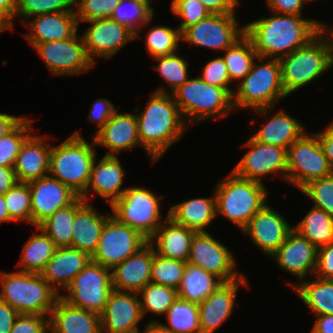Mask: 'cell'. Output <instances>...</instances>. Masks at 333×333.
Masks as SVG:
<instances>
[{
    "label": "cell",
    "mask_w": 333,
    "mask_h": 333,
    "mask_svg": "<svg viewBox=\"0 0 333 333\" xmlns=\"http://www.w3.org/2000/svg\"><path fill=\"white\" fill-rule=\"evenodd\" d=\"M318 31V19L274 12L272 16L245 24V34L251 39L257 55L279 60L307 45Z\"/></svg>",
    "instance_id": "1"
},
{
    "label": "cell",
    "mask_w": 333,
    "mask_h": 333,
    "mask_svg": "<svg viewBox=\"0 0 333 333\" xmlns=\"http://www.w3.org/2000/svg\"><path fill=\"white\" fill-rule=\"evenodd\" d=\"M97 158L96 156L93 162L87 188L80 197L86 202H90L89 191L91 190L111 206L126 190V188H121L126 171L117 156L104 155L96 164Z\"/></svg>",
    "instance_id": "24"
},
{
    "label": "cell",
    "mask_w": 333,
    "mask_h": 333,
    "mask_svg": "<svg viewBox=\"0 0 333 333\" xmlns=\"http://www.w3.org/2000/svg\"><path fill=\"white\" fill-rule=\"evenodd\" d=\"M13 221L10 216L8 209L5 204L4 195H0V224L3 222H11Z\"/></svg>",
    "instance_id": "66"
},
{
    "label": "cell",
    "mask_w": 333,
    "mask_h": 333,
    "mask_svg": "<svg viewBox=\"0 0 333 333\" xmlns=\"http://www.w3.org/2000/svg\"><path fill=\"white\" fill-rule=\"evenodd\" d=\"M33 120L25 117L5 136L0 138V167H13L20 148L31 134Z\"/></svg>",
    "instance_id": "45"
},
{
    "label": "cell",
    "mask_w": 333,
    "mask_h": 333,
    "mask_svg": "<svg viewBox=\"0 0 333 333\" xmlns=\"http://www.w3.org/2000/svg\"><path fill=\"white\" fill-rule=\"evenodd\" d=\"M171 10L174 15L183 20L177 26L181 33L211 14L199 0H172Z\"/></svg>",
    "instance_id": "51"
},
{
    "label": "cell",
    "mask_w": 333,
    "mask_h": 333,
    "mask_svg": "<svg viewBox=\"0 0 333 333\" xmlns=\"http://www.w3.org/2000/svg\"><path fill=\"white\" fill-rule=\"evenodd\" d=\"M224 52L225 55H222V58L226 64L231 83L236 81L238 84L250 72L254 60H257V52L246 34Z\"/></svg>",
    "instance_id": "41"
},
{
    "label": "cell",
    "mask_w": 333,
    "mask_h": 333,
    "mask_svg": "<svg viewBox=\"0 0 333 333\" xmlns=\"http://www.w3.org/2000/svg\"><path fill=\"white\" fill-rule=\"evenodd\" d=\"M172 95L187 125L217 120L235 112L233 96L224 88L206 83L200 76L189 78Z\"/></svg>",
    "instance_id": "7"
},
{
    "label": "cell",
    "mask_w": 333,
    "mask_h": 333,
    "mask_svg": "<svg viewBox=\"0 0 333 333\" xmlns=\"http://www.w3.org/2000/svg\"><path fill=\"white\" fill-rule=\"evenodd\" d=\"M314 277L301 281L293 291L315 316L333 314V280Z\"/></svg>",
    "instance_id": "36"
},
{
    "label": "cell",
    "mask_w": 333,
    "mask_h": 333,
    "mask_svg": "<svg viewBox=\"0 0 333 333\" xmlns=\"http://www.w3.org/2000/svg\"><path fill=\"white\" fill-rule=\"evenodd\" d=\"M143 317L147 313L165 315L177 299V290L157 283H148L139 293Z\"/></svg>",
    "instance_id": "43"
},
{
    "label": "cell",
    "mask_w": 333,
    "mask_h": 333,
    "mask_svg": "<svg viewBox=\"0 0 333 333\" xmlns=\"http://www.w3.org/2000/svg\"><path fill=\"white\" fill-rule=\"evenodd\" d=\"M49 329L50 333H102L100 314L59 297L49 315Z\"/></svg>",
    "instance_id": "29"
},
{
    "label": "cell",
    "mask_w": 333,
    "mask_h": 333,
    "mask_svg": "<svg viewBox=\"0 0 333 333\" xmlns=\"http://www.w3.org/2000/svg\"><path fill=\"white\" fill-rule=\"evenodd\" d=\"M85 23L91 25L81 35L86 53L95 65L96 57L106 60L113 58L125 45L135 40V35L131 31L111 18Z\"/></svg>",
    "instance_id": "17"
},
{
    "label": "cell",
    "mask_w": 333,
    "mask_h": 333,
    "mask_svg": "<svg viewBox=\"0 0 333 333\" xmlns=\"http://www.w3.org/2000/svg\"><path fill=\"white\" fill-rule=\"evenodd\" d=\"M212 192L209 198L198 197L172 205L168 216L196 233L208 232L207 227L216 218V198L214 190Z\"/></svg>",
    "instance_id": "32"
},
{
    "label": "cell",
    "mask_w": 333,
    "mask_h": 333,
    "mask_svg": "<svg viewBox=\"0 0 333 333\" xmlns=\"http://www.w3.org/2000/svg\"><path fill=\"white\" fill-rule=\"evenodd\" d=\"M248 147L232 172L243 179L263 183L262 177L282 173L287 178V150L285 148L256 141L252 136L243 144Z\"/></svg>",
    "instance_id": "16"
},
{
    "label": "cell",
    "mask_w": 333,
    "mask_h": 333,
    "mask_svg": "<svg viewBox=\"0 0 333 333\" xmlns=\"http://www.w3.org/2000/svg\"><path fill=\"white\" fill-rule=\"evenodd\" d=\"M35 228L38 233H33L25 242L17 265L18 271L41 274L57 247L41 228Z\"/></svg>",
    "instance_id": "35"
},
{
    "label": "cell",
    "mask_w": 333,
    "mask_h": 333,
    "mask_svg": "<svg viewBox=\"0 0 333 333\" xmlns=\"http://www.w3.org/2000/svg\"><path fill=\"white\" fill-rule=\"evenodd\" d=\"M112 287V271L91 261L65 289L60 297L72 306L101 314Z\"/></svg>",
    "instance_id": "11"
},
{
    "label": "cell",
    "mask_w": 333,
    "mask_h": 333,
    "mask_svg": "<svg viewBox=\"0 0 333 333\" xmlns=\"http://www.w3.org/2000/svg\"><path fill=\"white\" fill-rule=\"evenodd\" d=\"M145 187H128L123 195L112 205L111 215L119 222L138 230L149 239L159 228L162 219L160 200L165 196H157Z\"/></svg>",
    "instance_id": "9"
},
{
    "label": "cell",
    "mask_w": 333,
    "mask_h": 333,
    "mask_svg": "<svg viewBox=\"0 0 333 333\" xmlns=\"http://www.w3.org/2000/svg\"><path fill=\"white\" fill-rule=\"evenodd\" d=\"M235 260L233 252L209 232L195 233L192 238L187 262L215 275L223 283L235 281L244 275L236 270Z\"/></svg>",
    "instance_id": "15"
},
{
    "label": "cell",
    "mask_w": 333,
    "mask_h": 333,
    "mask_svg": "<svg viewBox=\"0 0 333 333\" xmlns=\"http://www.w3.org/2000/svg\"><path fill=\"white\" fill-rule=\"evenodd\" d=\"M177 53L178 52L154 58L158 63L154 64L152 69L160 74L163 78L162 81L167 83L170 88V90H168L162 86L155 92L172 94L189 79L188 62L183 56Z\"/></svg>",
    "instance_id": "42"
},
{
    "label": "cell",
    "mask_w": 333,
    "mask_h": 333,
    "mask_svg": "<svg viewBox=\"0 0 333 333\" xmlns=\"http://www.w3.org/2000/svg\"><path fill=\"white\" fill-rule=\"evenodd\" d=\"M47 136L29 135L13 166L18 182L29 183L49 175L51 144Z\"/></svg>",
    "instance_id": "26"
},
{
    "label": "cell",
    "mask_w": 333,
    "mask_h": 333,
    "mask_svg": "<svg viewBox=\"0 0 333 333\" xmlns=\"http://www.w3.org/2000/svg\"><path fill=\"white\" fill-rule=\"evenodd\" d=\"M74 0H18L15 17L22 16V23L29 18L56 12L75 11Z\"/></svg>",
    "instance_id": "48"
},
{
    "label": "cell",
    "mask_w": 333,
    "mask_h": 333,
    "mask_svg": "<svg viewBox=\"0 0 333 333\" xmlns=\"http://www.w3.org/2000/svg\"><path fill=\"white\" fill-rule=\"evenodd\" d=\"M142 331H138L137 333H168L158 323H147L145 330Z\"/></svg>",
    "instance_id": "67"
},
{
    "label": "cell",
    "mask_w": 333,
    "mask_h": 333,
    "mask_svg": "<svg viewBox=\"0 0 333 333\" xmlns=\"http://www.w3.org/2000/svg\"><path fill=\"white\" fill-rule=\"evenodd\" d=\"M201 71L202 73L199 76L203 81L210 85L224 88L233 96L235 89L229 88V84L232 83L222 56L214 57L212 60L208 61Z\"/></svg>",
    "instance_id": "52"
},
{
    "label": "cell",
    "mask_w": 333,
    "mask_h": 333,
    "mask_svg": "<svg viewBox=\"0 0 333 333\" xmlns=\"http://www.w3.org/2000/svg\"><path fill=\"white\" fill-rule=\"evenodd\" d=\"M137 112L138 134L141 147L156 162L164 153L179 141L187 130L174 97L169 93L154 92L147 101L144 111Z\"/></svg>",
    "instance_id": "2"
},
{
    "label": "cell",
    "mask_w": 333,
    "mask_h": 333,
    "mask_svg": "<svg viewBox=\"0 0 333 333\" xmlns=\"http://www.w3.org/2000/svg\"><path fill=\"white\" fill-rule=\"evenodd\" d=\"M265 184L246 180L230 172L214 189L216 215H222L242 230L268 202Z\"/></svg>",
    "instance_id": "6"
},
{
    "label": "cell",
    "mask_w": 333,
    "mask_h": 333,
    "mask_svg": "<svg viewBox=\"0 0 333 333\" xmlns=\"http://www.w3.org/2000/svg\"><path fill=\"white\" fill-rule=\"evenodd\" d=\"M311 333H333V314L316 316Z\"/></svg>",
    "instance_id": "61"
},
{
    "label": "cell",
    "mask_w": 333,
    "mask_h": 333,
    "mask_svg": "<svg viewBox=\"0 0 333 333\" xmlns=\"http://www.w3.org/2000/svg\"><path fill=\"white\" fill-rule=\"evenodd\" d=\"M248 278L221 284L202 303L198 304L201 333H215L223 322L231 317L236 303V294L240 286H249ZM236 304V305H235Z\"/></svg>",
    "instance_id": "22"
},
{
    "label": "cell",
    "mask_w": 333,
    "mask_h": 333,
    "mask_svg": "<svg viewBox=\"0 0 333 333\" xmlns=\"http://www.w3.org/2000/svg\"><path fill=\"white\" fill-rule=\"evenodd\" d=\"M110 215L99 213L89 202H85L75 212L71 247L92 256L97 249L105 220Z\"/></svg>",
    "instance_id": "31"
},
{
    "label": "cell",
    "mask_w": 333,
    "mask_h": 333,
    "mask_svg": "<svg viewBox=\"0 0 333 333\" xmlns=\"http://www.w3.org/2000/svg\"><path fill=\"white\" fill-rule=\"evenodd\" d=\"M155 250L147 242L135 254L112 269V287L117 291L139 293L151 282V268Z\"/></svg>",
    "instance_id": "25"
},
{
    "label": "cell",
    "mask_w": 333,
    "mask_h": 333,
    "mask_svg": "<svg viewBox=\"0 0 333 333\" xmlns=\"http://www.w3.org/2000/svg\"><path fill=\"white\" fill-rule=\"evenodd\" d=\"M221 284L223 282L215 275L187 262L177 289L178 298L200 304Z\"/></svg>",
    "instance_id": "34"
},
{
    "label": "cell",
    "mask_w": 333,
    "mask_h": 333,
    "mask_svg": "<svg viewBox=\"0 0 333 333\" xmlns=\"http://www.w3.org/2000/svg\"><path fill=\"white\" fill-rule=\"evenodd\" d=\"M19 313L0 299V333H10Z\"/></svg>",
    "instance_id": "59"
},
{
    "label": "cell",
    "mask_w": 333,
    "mask_h": 333,
    "mask_svg": "<svg viewBox=\"0 0 333 333\" xmlns=\"http://www.w3.org/2000/svg\"><path fill=\"white\" fill-rule=\"evenodd\" d=\"M14 20L0 7V32L14 30Z\"/></svg>",
    "instance_id": "64"
},
{
    "label": "cell",
    "mask_w": 333,
    "mask_h": 333,
    "mask_svg": "<svg viewBox=\"0 0 333 333\" xmlns=\"http://www.w3.org/2000/svg\"><path fill=\"white\" fill-rule=\"evenodd\" d=\"M300 192L311 199L314 207L333 217V173L306 184Z\"/></svg>",
    "instance_id": "50"
},
{
    "label": "cell",
    "mask_w": 333,
    "mask_h": 333,
    "mask_svg": "<svg viewBox=\"0 0 333 333\" xmlns=\"http://www.w3.org/2000/svg\"><path fill=\"white\" fill-rule=\"evenodd\" d=\"M333 169L315 133L306 132L287 149L288 183L301 190L311 181L329 176Z\"/></svg>",
    "instance_id": "10"
},
{
    "label": "cell",
    "mask_w": 333,
    "mask_h": 333,
    "mask_svg": "<svg viewBox=\"0 0 333 333\" xmlns=\"http://www.w3.org/2000/svg\"><path fill=\"white\" fill-rule=\"evenodd\" d=\"M31 192L32 225L38 226L59 208L70 205L79 195L50 175L28 183Z\"/></svg>",
    "instance_id": "21"
},
{
    "label": "cell",
    "mask_w": 333,
    "mask_h": 333,
    "mask_svg": "<svg viewBox=\"0 0 333 333\" xmlns=\"http://www.w3.org/2000/svg\"><path fill=\"white\" fill-rule=\"evenodd\" d=\"M318 249L296 230H292L279 249L271 256L278 266L294 275L297 283H288L293 289L298 283L306 280L308 273L315 274Z\"/></svg>",
    "instance_id": "20"
},
{
    "label": "cell",
    "mask_w": 333,
    "mask_h": 333,
    "mask_svg": "<svg viewBox=\"0 0 333 333\" xmlns=\"http://www.w3.org/2000/svg\"><path fill=\"white\" fill-rule=\"evenodd\" d=\"M168 325L151 319L148 323H158L168 333H201L198 304L177 297L166 315Z\"/></svg>",
    "instance_id": "40"
},
{
    "label": "cell",
    "mask_w": 333,
    "mask_h": 333,
    "mask_svg": "<svg viewBox=\"0 0 333 333\" xmlns=\"http://www.w3.org/2000/svg\"><path fill=\"white\" fill-rule=\"evenodd\" d=\"M91 261L89 253L73 247H59L41 275L61 295V289L65 290Z\"/></svg>",
    "instance_id": "27"
},
{
    "label": "cell",
    "mask_w": 333,
    "mask_h": 333,
    "mask_svg": "<svg viewBox=\"0 0 333 333\" xmlns=\"http://www.w3.org/2000/svg\"><path fill=\"white\" fill-rule=\"evenodd\" d=\"M292 230L293 226L268 203L254 214L242 229L254 246L269 258L279 249Z\"/></svg>",
    "instance_id": "18"
},
{
    "label": "cell",
    "mask_w": 333,
    "mask_h": 333,
    "mask_svg": "<svg viewBox=\"0 0 333 333\" xmlns=\"http://www.w3.org/2000/svg\"><path fill=\"white\" fill-rule=\"evenodd\" d=\"M90 140L91 143H88L78 130L60 145L51 146L49 175L69 186L79 196L87 188L97 156L95 142L93 138Z\"/></svg>",
    "instance_id": "5"
},
{
    "label": "cell",
    "mask_w": 333,
    "mask_h": 333,
    "mask_svg": "<svg viewBox=\"0 0 333 333\" xmlns=\"http://www.w3.org/2000/svg\"><path fill=\"white\" fill-rule=\"evenodd\" d=\"M268 9L277 14L302 15V10L308 0H265Z\"/></svg>",
    "instance_id": "56"
},
{
    "label": "cell",
    "mask_w": 333,
    "mask_h": 333,
    "mask_svg": "<svg viewBox=\"0 0 333 333\" xmlns=\"http://www.w3.org/2000/svg\"><path fill=\"white\" fill-rule=\"evenodd\" d=\"M17 182L13 167H0V195H4Z\"/></svg>",
    "instance_id": "60"
},
{
    "label": "cell",
    "mask_w": 333,
    "mask_h": 333,
    "mask_svg": "<svg viewBox=\"0 0 333 333\" xmlns=\"http://www.w3.org/2000/svg\"><path fill=\"white\" fill-rule=\"evenodd\" d=\"M24 23L30 32L24 34L29 44L69 39L79 31L75 11L46 13L29 18Z\"/></svg>",
    "instance_id": "28"
},
{
    "label": "cell",
    "mask_w": 333,
    "mask_h": 333,
    "mask_svg": "<svg viewBox=\"0 0 333 333\" xmlns=\"http://www.w3.org/2000/svg\"><path fill=\"white\" fill-rule=\"evenodd\" d=\"M282 85L289 96L333 67L325 40L318 34L307 45L280 59Z\"/></svg>",
    "instance_id": "8"
},
{
    "label": "cell",
    "mask_w": 333,
    "mask_h": 333,
    "mask_svg": "<svg viewBox=\"0 0 333 333\" xmlns=\"http://www.w3.org/2000/svg\"><path fill=\"white\" fill-rule=\"evenodd\" d=\"M331 29V31H330ZM327 24L319 22V31L318 34L325 40L331 59L333 61V27L330 28Z\"/></svg>",
    "instance_id": "63"
},
{
    "label": "cell",
    "mask_w": 333,
    "mask_h": 333,
    "mask_svg": "<svg viewBox=\"0 0 333 333\" xmlns=\"http://www.w3.org/2000/svg\"><path fill=\"white\" fill-rule=\"evenodd\" d=\"M10 333H50L49 317L36 314H19Z\"/></svg>",
    "instance_id": "53"
},
{
    "label": "cell",
    "mask_w": 333,
    "mask_h": 333,
    "mask_svg": "<svg viewBox=\"0 0 333 333\" xmlns=\"http://www.w3.org/2000/svg\"><path fill=\"white\" fill-rule=\"evenodd\" d=\"M148 239L110 215L104 223L92 261L112 270L142 248Z\"/></svg>",
    "instance_id": "12"
},
{
    "label": "cell",
    "mask_w": 333,
    "mask_h": 333,
    "mask_svg": "<svg viewBox=\"0 0 333 333\" xmlns=\"http://www.w3.org/2000/svg\"><path fill=\"white\" fill-rule=\"evenodd\" d=\"M119 2L120 0H74V10L78 23L110 18Z\"/></svg>",
    "instance_id": "49"
},
{
    "label": "cell",
    "mask_w": 333,
    "mask_h": 333,
    "mask_svg": "<svg viewBox=\"0 0 333 333\" xmlns=\"http://www.w3.org/2000/svg\"><path fill=\"white\" fill-rule=\"evenodd\" d=\"M257 60L260 64L254 60L250 72L237 84L233 105L235 112L250 108L265 117L274 110L279 100L288 95L282 85L280 60L259 56Z\"/></svg>",
    "instance_id": "3"
},
{
    "label": "cell",
    "mask_w": 333,
    "mask_h": 333,
    "mask_svg": "<svg viewBox=\"0 0 333 333\" xmlns=\"http://www.w3.org/2000/svg\"><path fill=\"white\" fill-rule=\"evenodd\" d=\"M293 229L307 238L317 249L333 242V217L314 206Z\"/></svg>",
    "instance_id": "39"
},
{
    "label": "cell",
    "mask_w": 333,
    "mask_h": 333,
    "mask_svg": "<svg viewBox=\"0 0 333 333\" xmlns=\"http://www.w3.org/2000/svg\"><path fill=\"white\" fill-rule=\"evenodd\" d=\"M92 138L95 146L107 149L106 156H118L122 151L141 146L136 114L119 113L118 109Z\"/></svg>",
    "instance_id": "23"
},
{
    "label": "cell",
    "mask_w": 333,
    "mask_h": 333,
    "mask_svg": "<svg viewBox=\"0 0 333 333\" xmlns=\"http://www.w3.org/2000/svg\"><path fill=\"white\" fill-rule=\"evenodd\" d=\"M23 118L0 112V138L9 133Z\"/></svg>",
    "instance_id": "62"
},
{
    "label": "cell",
    "mask_w": 333,
    "mask_h": 333,
    "mask_svg": "<svg viewBox=\"0 0 333 333\" xmlns=\"http://www.w3.org/2000/svg\"><path fill=\"white\" fill-rule=\"evenodd\" d=\"M59 297L41 274L0 271V299L19 314L49 317Z\"/></svg>",
    "instance_id": "4"
},
{
    "label": "cell",
    "mask_w": 333,
    "mask_h": 333,
    "mask_svg": "<svg viewBox=\"0 0 333 333\" xmlns=\"http://www.w3.org/2000/svg\"><path fill=\"white\" fill-rule=\"evenodd\" d=\"M117 110L118 108H115L108 99L98 98L90 107L88 119L92 123H98L97 131H99Z\"/></svg>",
    "instance_id": "54"
},
{
    "label": "cell",
    "mask_w": 333,
    "mask_h": 333,
    "mask_svg": "<svg viewBox=\"0 0 333 333\" xmlns=\"http://www.w3.org/2000/svg\"><path fill=\"white\" fill-rule=\"evenodd\" d=\"M276 112L252 137L258 142L276 145L287 150L293 142L306 133V130L302 123L289 113L284 110Z\"/></svg>",
    "instance_id": "33"
},
{
    "label": "cell",
    "mask_w": 333,
    "mask_h": 333,
    "mask_svg": "<svg viewBox=\"0 0 333 333\" xmlns=\"http://www.w3.org/2000/svg\"><path fill=\"white\" fill-rule=\"evenodd\" d=\"M195 233L184 225L176 223L167 213L164 221L148 242L160 256L187 262Z\"/></svg>",
    "instance_id": "30"
},
{
    "label": "cell",
    "mask_w": 333,
    "mask_h": 333,
    "mask_svg": "<svg viewBox=\"0 0 333 333\" xmlns=\"http://www.w3.org/2000/svg\"><path fill=\"white\" fill-rule=\"evenodd\" d=\"M138 293L112 290L100 314L102 333H137L143 320Z\"/></svg>",
    "instance_id": "19"
},
{
    "label": "cell",
    "mask_w": 333,
    "mask_h": 333,
    "mask_svg": "<svg viewBox=\"0 0 333 333\" xmlns=\"http://www.w3.org/2000/svg\"><path fill=\"white\" fill-rule=\"evenodd\" d=\"M85 202L84 199L78 196L70 205L59 208L38 225L57 248L71 247L75 212Z\"/></svg>",
    "instance_id": "37"
},
{
    "label": "cell",
    "mask_w": 333,
    "mask_h": 333,
    "mask_svg": "<svg viewBox=\"0 0 333 333\" xmlns=\"http://www.w3.org/2000/svg\"><path fill=\"white\" fill-rule=\"evenodd\" d=\"M187 262L153 255L151 283L162 284L178 289L181 284Z\"/></svg>",
    "instance_id": "46"
},
{
    "label": "cell",
    "mask_w": 333,
    "mask_h": 333,
    "mask_svg": "<svg viewBox=\"0 0 333 333\" xmlns=\"http://www.w3.org/2000/svg\"><path fill=\"white\" fill-rule=\"evenodd\" d=\"M211 14L235 13L240 0H199Z\"/></svg>",
    "instance_id": "57"
},
{
    "label": "cell",
    "mask_w": 333,
    "mask_h": 333,
    "mask_svg": "<svg viewBox=\"0 0 333 333\" xmlns=\"http://www.w3.org/2000/svg\"><path fill=\"white\" fill-rule=\"evenodd\" d=\"M314 276L333 280V242L318 249L317 267Z\"/></svg>",
    "instance_id": "55"
},
{
    "label": "cell",
    "mask_w": 333,
    "mask_h": 333,
    "mask_svg": "<svg viewBox=\"0 0 333 333\" xmlns=\"http://www.w3.org/2000/svg\"><path fill=\"white\" fill-rule=\"evenodd\" d=\"M236 13L210 14L181 33L188 44L209 50L225 51L245 34V25L239 27Z\"/></svg>",
    "instance_id": "14"
},
{
    "label": "cell",
    "mask_w": 333,
    "mask_h": 333,
    "mask_svg": "<svg viewBox=\"0 0 333 333\" xmlns=\"http://www.w3.org/2000/svg\"><path fill=\"white\" fill-rule=\"evenodd\" d=\"M316 134L318 135L328 163L333 169V120L328 123L327 127L318 133L316 132Z\"/></svg>",
    "instance_id": "58"
},
{
    "label": "cell",
    "mask_w": 333,
    "mask_h": 333,
    "mask_svg": "<svg viewBox=\"0 0 333 333\" xmlns=\"http://www.w3.org/2000/svg\"><path fill=\"white\" fill-rule=\"evenodd\" d=\"M145 38L146 50L152 58L178 52L179 43L182 42L181 31L178 28L164 25L150 28Z\"/></svg>",
    "instance_id": "44"
},
{
    "label": "cell",
    "mask_w": 333,
    "mask_h": 333,
    "mask_svg": "<svg viewBox=\"0 0 333 333\" xmlns=\"http://www.w3.org/2000/svg\"><path fill=\"white\" fill-rule=\"evenodd\" d=\"M5 204L10 218L32 225L31 192L28 183L17 182L5 194Z\"/></svg>",
    "instance_id": "47"
},
{
    "label": "cell",
    "mask_w": 333,
    "mask_h": 333,
    "mask_svg": "<svg viewBox=\"0 0 333 333\" xmlns=\"http://www.w3.org/2000/svg\"><path fill=\"white\" fill-rule=\"evenodd\" d=\"M78 32L69 39L30 44L42 58L50 75H79L86 73L95 64L89 59L83 36Z\"/></svg>",
    "instance_id": "13"
},
{
    "label": "cell",
    "mask_w": 333,
    "mask_h": 333,
    "mask_svg": "<svg viewBox=\"0 0 333 333\" xmlns=\"http://www.w3.org/2000/svg\"><path fill=\"white\" fill-rule=\"evenodd\" d=\"M152 0H120L114 9L112 20L122 24L135 35V39L140 38V33L154 17Z\"/></svg>",
    "instance_id": "38"
},
{
    "label": "cell",
    "mask_w": 333,
    "mask_h": 333,
    "mask_svg": "<svg viewBox=\"0 0 333 333\" xmlns=\"http://www.w3.org/2000/svg\"><path fill=\"white\" fill-rule=\"evenodd\" d=\"M18 0H0V7L15 20Z\"/></svg>",
    "instance_id": "65"
}]
</instances>
